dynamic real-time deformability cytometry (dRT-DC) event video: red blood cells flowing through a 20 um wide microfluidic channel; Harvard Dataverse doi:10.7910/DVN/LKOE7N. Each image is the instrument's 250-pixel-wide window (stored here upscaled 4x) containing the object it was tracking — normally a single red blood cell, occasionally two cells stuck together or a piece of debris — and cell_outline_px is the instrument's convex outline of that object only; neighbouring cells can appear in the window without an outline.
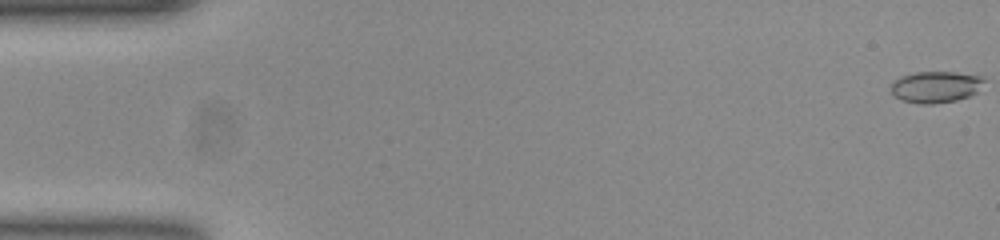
{"species": "common noctule bat (a hibernating species)", "species_latin": "Nyctalus noctula", "temperature_condition": "room temperature", "stored_images_in_passage": 53, "camera_frame_rate_fps": 3000, "um_per_image_px": 0.085, "animal": {"sex": "female", "body_mass_g": 23.0, "forearm_length_mm": 53.4}, "frame": {"image": 1, "passage_image": 1, "time_ms": 0.0, "image_size_px": [1000, 240], "cell_outline_px": [[984, 80], [976, 92], [968, 96], [956, 100], [932, 104], [920, 104], [900, 100], [888, 88], [900, 76], [916, 72], [956, 72], [984, 76]], "centroid_in_image_um": [79.51, 7.38], "position_along_channel_um": 5.5, "area_um2": 17.05}}
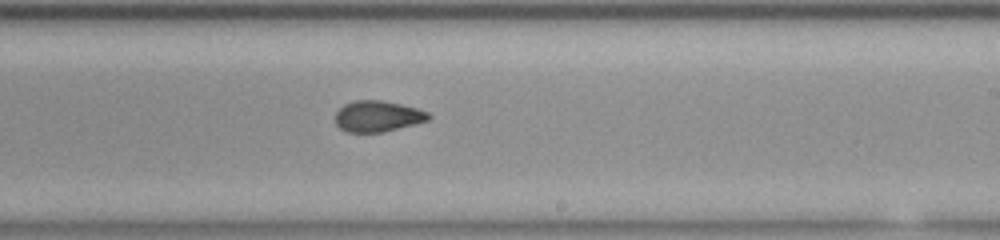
{"frame": {"image": 2, "passage_image": 32, "time_ms": 10.333, "image_size_px": [1000, 240], "cell_outline_px": [[432, 116], [428, 120], [384, 132], [348, 132], [340, 128], [336, 124], [336, 112], [344, 104], [352, 100], [380, 100], [400, 104], [416, 108], [428, 112]], "centroid_in_image_um": [32.09, 9.87], "position_along_channel_um": 256.9, "area_um2": 16.76}}
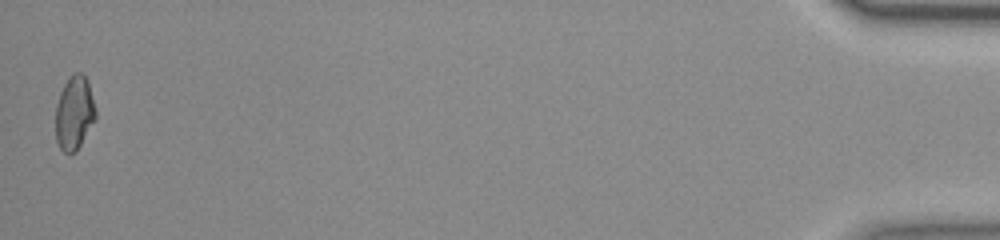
{"frame": {"image": 3, "passage_image": 53, "time_ms": 17.333, "image_size_px": [1000, 240], "cell_outline_px": [[96, 116], [76, 152], [68, 156], [60, 148], [56, 140], [56, 104], [60, 92], [64, 84], [72, 72], [84, 72], [88, 80], [96, 112]], "centroid_in_image_um": [6.3, 9.58], "position_along_channel_um": 428.9, "area_um2": 17.34}, "authors_computed_cell_mechanics": {"area_um2": 17.2244, "velocity_mm_per_s": 3.877, "shape_relaxation_time_tau1_ms": null, "shape_relaxation_time_tau2_ms": 1.9198, "deformation_change_tau1": null, "deformation_change_tau2": 0.0611}}